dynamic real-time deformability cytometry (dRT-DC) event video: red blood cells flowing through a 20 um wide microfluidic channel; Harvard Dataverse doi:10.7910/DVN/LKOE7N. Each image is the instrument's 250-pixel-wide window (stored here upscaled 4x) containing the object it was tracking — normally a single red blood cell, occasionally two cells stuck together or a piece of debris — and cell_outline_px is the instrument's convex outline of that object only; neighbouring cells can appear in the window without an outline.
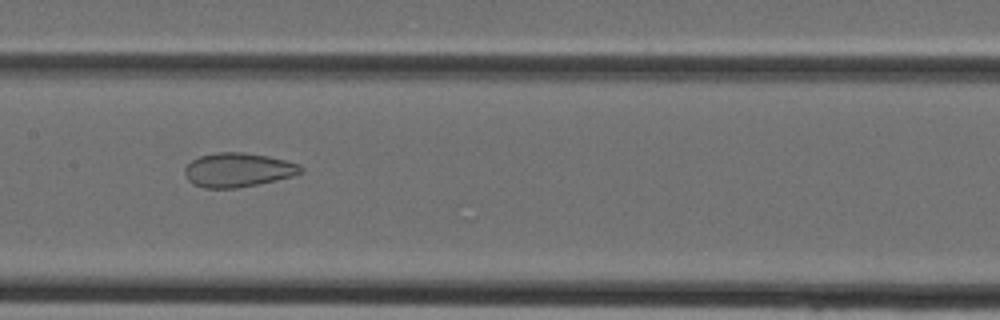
{"species": "Egyptian fruit bat (a non-hibernating species)", "species_latin": "Rousettus aegyptiacus", "temperature_condition": "cold", "stored_images_in_passage": 28, "camera_frame_rate_fps": 3000, "um_per_image_px": 0.085, "animal": {"sex": "female"}, "frame": {"image": 1, "passage_image": 8, "time_ms": 2.333, "image_size_px": [1000, 320], "cell_outline_px": [[304, 172], [292, 176], [276, 180], [236, 188], [204, 188], [188, 180], [184, 172], [184, 168], [192, 160], [200, 156], [216, 152], [244, 152], [268, 156], [300, 164], [304, 168]], "centroid_in_image_um": [20.25, 14.43], "position_along_channel_um": 187.2, "area_um2": 23.0}}
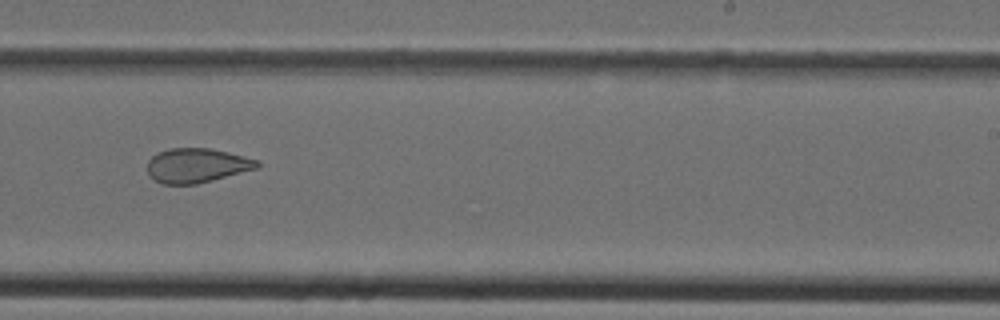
{"frame": {"image": 2, "passage_image": 13, "time_ms": 4.0, "image_size_px": [1000, 320], "cell_outline_px": [[260, 168], [196, 184], [164, 184], [148, 176], [148, 160], [156, 152], [168, 148], [208, 148], [228, 152], [244, 156], [256, 160], [260, 164]], "centroid_in_image_um": [16.71, 14.06], "position_along_channel_um": 272.3, "area_um2": 22.08}}
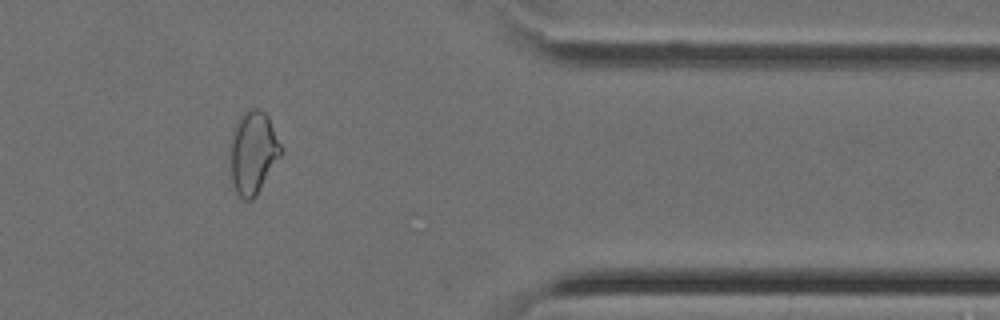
{"frame": {"image": 3, "passage_image": 21, "time_ms": 6.667, "image_size_px": [1000, 320], "cell_outline_px": [[284, 152], [256, 196], [252, 200], [244, 200], [236, 196], [232, 184], [228, 168], [232, 132], [236, 124], [244, 112], [252, 108], [256, 108], [264, 112], [268, 116], [284, 148]], "centroid_in_image_um": [21.51, 13.02], "position_along_channel_um": 389.9, "area_um2": 25.26}}